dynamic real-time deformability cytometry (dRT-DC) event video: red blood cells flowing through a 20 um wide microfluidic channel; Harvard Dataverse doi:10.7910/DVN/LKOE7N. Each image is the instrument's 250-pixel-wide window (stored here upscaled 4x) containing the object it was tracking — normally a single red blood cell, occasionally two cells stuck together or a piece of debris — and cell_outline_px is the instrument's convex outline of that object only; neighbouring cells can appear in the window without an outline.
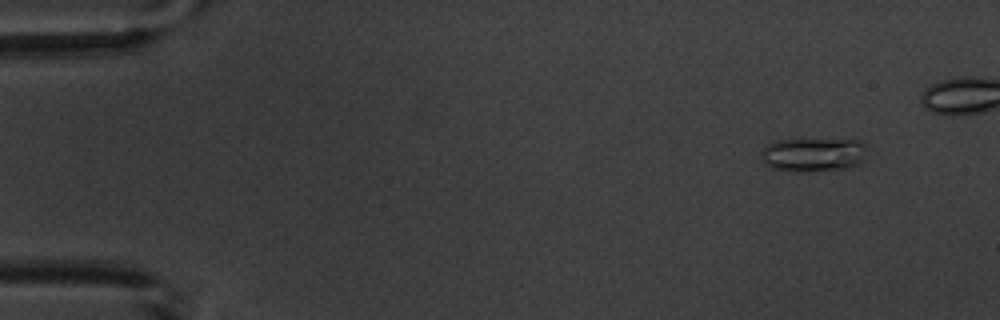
{"species": "common noctule bat (a hibernating species)", "species_latin": "Nyctalus noctula", "temperature_condition": "warm", "stored_images_in_passage": 10, "segment_of_instrument_passage": [1, 2], "camera_frame_rate_fps": 3000, "um_per_image_px": 0.085, "animal": {"sex": "male", "body_mass_g": 20.1, "forearm_length_mm": 53.5}, "frame": {"image": 1, "passage_image": 2, "time_ms": 1.333, "image_size_px": [1000, 320], "cell_outline_px": [[864, 160], [856, 164], [844, 168], [800, 172], [788, 172], [772, 168], [764, 164], [760, 152], [764, 144], [776, 140], [860, 140], [864, 144]], "centroid_in_image_um": [69.02, 13.15], "position_along_channel_um": 16.0, "area_um2": 20.87}}
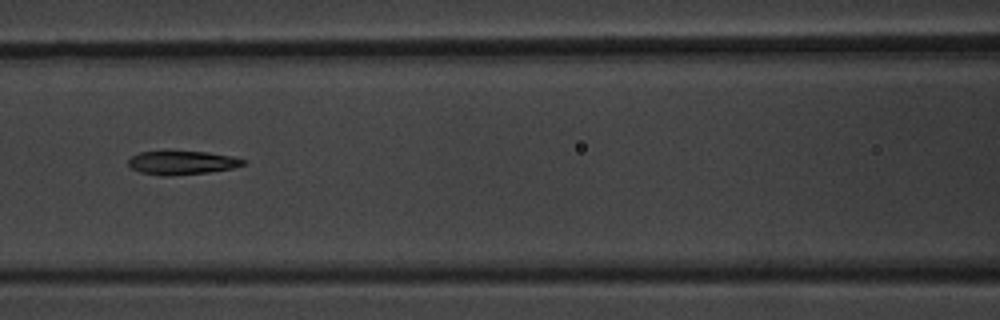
{"frame": {"image": 2, "passage_image": 7, "time_ms": 8.0, "image_size_px": [1000, 320], "cell_outline_px": [[244, 164], [232, 168], [208, 172], [168, 176], [164, 176], [140, 172], [132, 168], [128, 164], [128, 160], [132, 156], [140, 152], [208, 152], [232, 156], [244, 160]], "centroid_in_image_um": [15.45, 13.84], "position_along_channel_um": 151.1, "area_um2": 15.49}}
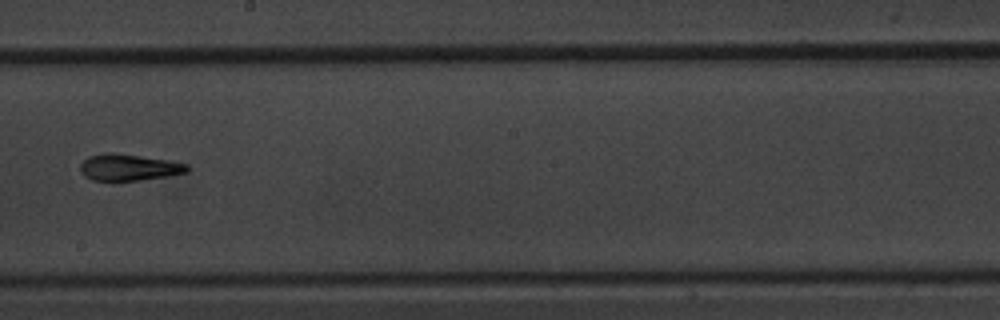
{"frame": {"image": 3, "passage_image": 9, "time_ms": 10.333, "image_size_px": [1000, 320], "cell_outline_px": [[188, 172], [168, 176], [112, 184], [92, 180], [84, 176], [80, 172], [80, 164], [88, 156], [104, 152], [112, 152], [168, 160], [188, 164]], "centroid_in_image_um": [10.87, 14.26], "position_along_channel_um": 237.3, "area_um2": 17.22}}